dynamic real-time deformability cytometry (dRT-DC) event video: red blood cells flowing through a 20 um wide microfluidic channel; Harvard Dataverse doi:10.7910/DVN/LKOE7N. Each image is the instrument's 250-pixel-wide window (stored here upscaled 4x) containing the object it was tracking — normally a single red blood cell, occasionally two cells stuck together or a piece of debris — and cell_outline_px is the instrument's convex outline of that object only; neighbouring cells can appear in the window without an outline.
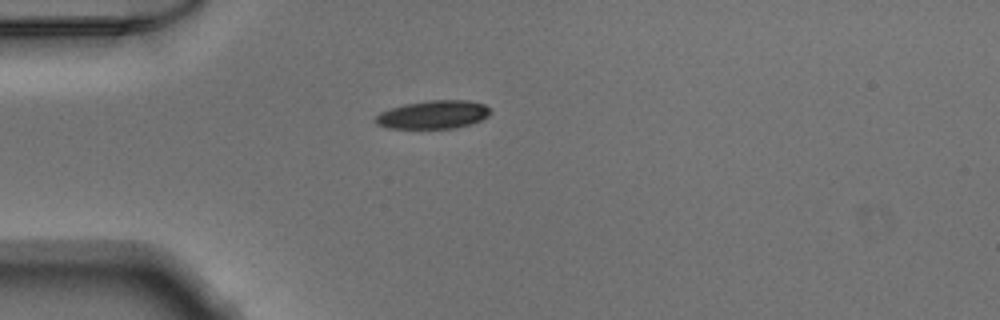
{"species": "Egyptian fruit bat (a non-hibernating species)", "species_latin": "Rousettus aegyptiacus", "temperature_condition": "warm", "stored_images_in_passage": 38, "camera_frame_rate_fps": 3000, "um_per_image_px": 0.085, "animal": {"sex": "male"}, "frame": {"image": 1, "passage_image": 1, "time_ms": 0.0, "image_size_px": [1000, 320], "cell_outline_px": [[492, 112], [488, 116], [480, 120], [456, 128], [388, 128], [376, 124], [372, 120], [380, 112], [404, 104], [432, 100], [468, 100], [484, 104]], "centroid_in_image_um": [36.8, 9.74], "position_along_channel_um": 48.2, "area_um2": 18.84}}
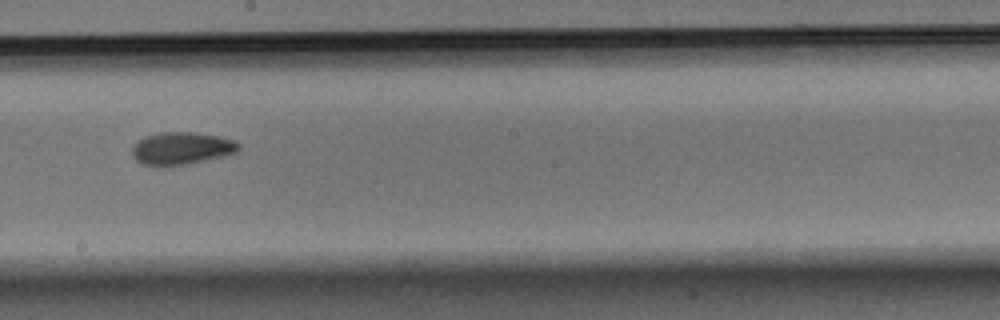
{"frame": {"image": 2, "passage_image": 16, "time_ms": 5.0, "image_size_px": [1000, 320], "cell_outline_px": [[240, 148], [236, 152], [224, 156], [188, 164], [144, 164], [136, 160], [132, 156], [132, 148], [144, 136], [160, 132], [196, 132], [220, 136], [236, 140], [240, 144]], "centroid_in_image_um": [15.49, 12.57], "position_along_channel_um": 232.7, "area_um2": 19.94}}
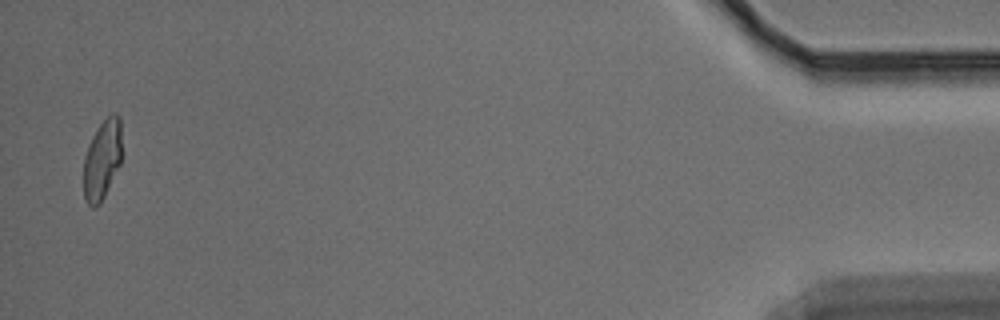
{"frame": {"image": 3, "passage_image": 37, "time_ms": 12.0, "image_size_px": [1000, 320], "cell_outline_px": [[120, 164], [100, 204], [92, 208], [84, 200], [84, 156], [88, 144], [96, 128], [112, 112], [116, 112], [120, 116]], "centroid_in_image_um": [8.66, 13.56], "position_along_channel_um": 426.5, "area_um2": 17.69}}